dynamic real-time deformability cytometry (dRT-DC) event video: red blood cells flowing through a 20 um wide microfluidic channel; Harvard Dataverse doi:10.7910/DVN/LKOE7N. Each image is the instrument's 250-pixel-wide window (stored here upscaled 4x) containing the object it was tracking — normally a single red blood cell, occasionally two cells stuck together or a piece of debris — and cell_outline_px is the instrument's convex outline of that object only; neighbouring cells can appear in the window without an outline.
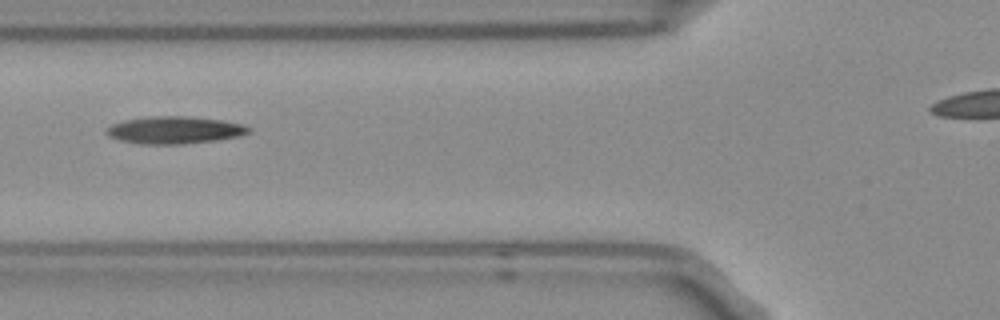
{"species": "Egyptian fruit bat (a non-hibernating species)", "species_latin": "Rousettus aegyptiacus", "temperature_condition": "room temperature", "stored_images_in_passage": 3, "camera_frame_rate_fps": 3000, "um_per_image_px": 0.085, "frame": {"image": 1, "passage_image": 3, "time_ms": 0.667, "image_size_px": [1000, 320], "cell_outline_px": [[252, 132], [240, 136], [216, 140], [184, 144], [140, 144], [120, 140], [108, 136], [104, 132], [104, 128], [112, 124], [124, 120], [148, 116], [188, 116], [224, 120], [244, 124], [252, 128]], "centroid_in_image_um": [14.85, 11.05], "position_along_channel_um": 110.9, "area_um2": 23.06}}